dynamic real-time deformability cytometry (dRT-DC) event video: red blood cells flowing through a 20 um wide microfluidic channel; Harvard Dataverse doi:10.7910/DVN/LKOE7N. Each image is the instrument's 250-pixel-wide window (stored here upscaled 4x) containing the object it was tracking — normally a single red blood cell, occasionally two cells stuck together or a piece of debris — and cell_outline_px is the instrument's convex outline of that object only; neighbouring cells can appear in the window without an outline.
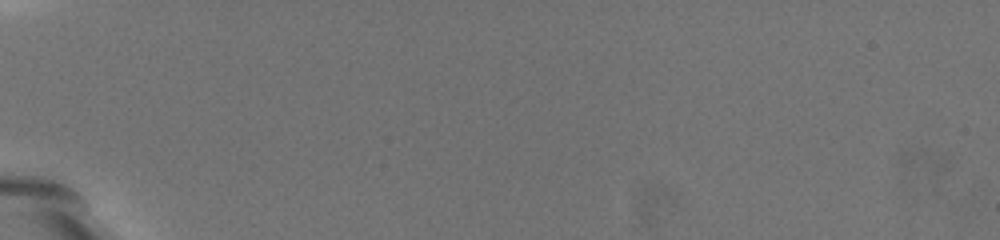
{"species": "common noctule bat (a hibernating species)", "species_latin": "Nyctalus noctula", "temperature_condition": "warm", "stored_images_in_passage": 2, "camera_frame_rate_fps": 3000, "um_per_image_px": 0.085, "animal": {"sex": "female", "body_mass_g": 19.5, "forearm_length_mm": 54.1}, "frame": {"image": 1, "passage_image": 1, "time_ms": 0.0, "image_size_px": [1000, 240], "cell_outline_px": [[212, 176], [204, 180], [196, 180], [152, 140], [144, 132], [120, 100], [120, 92], [124, 88], [132, 84], [164, 112], [212, 160]], "centroid_in_image_um": [14.17, 11.37], "position_along_channel_um": 70.8, "area_um2": 22.14}}